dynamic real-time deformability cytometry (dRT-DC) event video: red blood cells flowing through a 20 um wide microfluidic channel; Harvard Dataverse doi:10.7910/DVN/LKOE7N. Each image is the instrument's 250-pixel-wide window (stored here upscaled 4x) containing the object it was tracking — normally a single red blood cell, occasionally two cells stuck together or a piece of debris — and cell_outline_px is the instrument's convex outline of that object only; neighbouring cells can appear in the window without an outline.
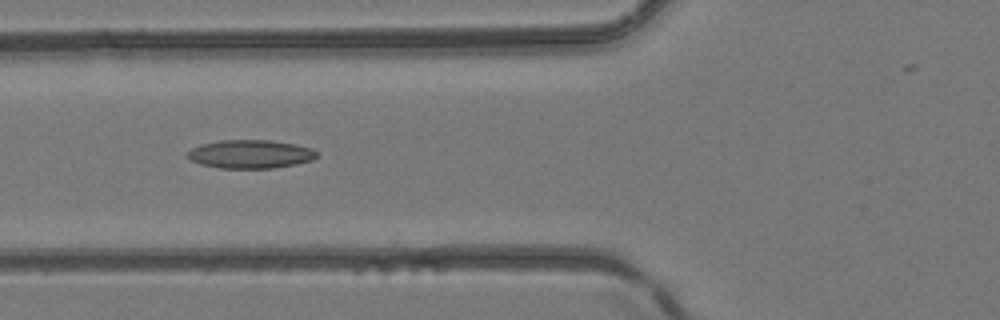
{"species": "common noctule bat (a hibernating species)", "species_latin": "Nyctalus noctula", "temperature_condition": "room temperature", "stored_images_in_passage": 7, "camera_frame_rate_fps": 3000, "um_per_image_px": 0.085, "animal": {"sex": "female", "body_mass_g": 24.6, "forearm_length_mm": 56.2}, "frame": {"image": 1, "passage_image": 6, "time_ms": 1.667, "image_size_px": [1000, 320], "cell_outline_px": [[320, 156], [312, 160], [296, 164], [276, 168], [220, 168], [200, 164], [184, 156], [184, 152], [200, 144], [220, 140], [272, 140], [296, 144], [312, 148], [320, 152]], "centroid_in_image_um": [21.3, 13.09], "position_along_channel_um": 104.5, "area_um2": 21.91}}